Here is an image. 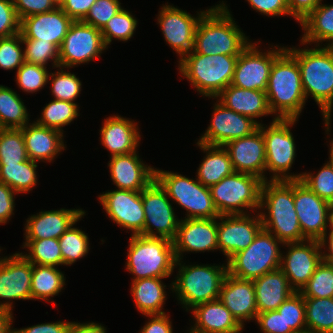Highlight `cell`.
I'll list each match as a JSON object with an SVG mask.
<instances>
[{
    "label": "cell",
    "mask_w": 333,
    "mask_h": 333,
    "mask_svg": "<svg viewBox=\"0 0 333 333\" xmlns=\"http://www.w3.org/2000/svg\"><path fill=\"white\" fill-rule=\"evenodd\" d=\"M20 23L13 0H0V38L19 33Z\"/></svg>",
    "instance_id": "obj_53"
},
{
    "label": "cell",
    "mask_w": 333,
    "mask_h": 333,
    "mask_svg": "<svg viewBox=\"0 0 333 333\" xmlns=\"http://www.w3.org/2000/svg\"><path fill=\"white\" fill-rule=\"evenodd\" d=\"M58 267L32 264L31 298L57 304L53 300L66 285V276Z\"/></svg>",
    "instance_id": "obj_36"
},
{
    "label": "cell",
    "mask_w": 333,
    "mask_h": 333,
    "mask_svg": "<svg viewBox=\"0 0 333 333\" xmlns=\"http://www.w3.org/2000/svg\"><path fill=\"white\" fill-rule=\"evenodd\" d=\"M21 33L0 38V69L13 71L25 62Z\"/></svg>",
    "instance_id": "obj_51"
},
{
    "label": "cell",
    "mask_w": 333,
    "mask_h": 333,
    "mask_svg": "<svg viewBox=\"0 0 333 333\" xmlns=\"http://www.w3.org/2000/svg\"><path fill=\"white\" fill-rule=\"evenodd\" d=\"M215 101L212 118L209 120L210 124L197 142L224 146L229 141L248 136L259 128V124L252 118L241 115L226 108L217 100Z\"/></svg>",
    "instance_id": "obj_20"
},
{
    "label": "cell",
    "mask_w": 333,
    "mask_h": 333,
    "mask_svg": "<svg viewBox=\"0 0 333 333\" xmlns=\"http://www.w3.org/2000/svg\"><path fill=\"white\" fill-rule=\"evenodd\" d=\"M331 139L332 140H330V143L328 145V147H329V157H328L329 161H326V162H328L331 165L332 170H333V138H331Z\"/></svg>",
    "instance_id": "obj_65"
},
{
    "label": "cell",
    "mask_w": 333,
    "mask_h": 333,
    "mask_svg": "<svg viewBox=\"0 0 333 333\" xmlns=\"http://www.w3.org/2000/svg\"><path fill=\"white\" fill-rule=\"evenodd\" d=\"M239 55H204L194 51L178 61V72L198 95L215 98L233 80Z\"/></svg>",
    "instance_id": "obj_6"
},
{
    "label": "cell",
    "mask_w": 333,
    "mask_h": 333,
    "mask_svg": "<svg viewBox=\"0 0 333 333\" xmlns=\"http://www.w3.org/2000/svg\"><path fill=\"white\" fill-rule=\"evenodd\" d=\"M22 42L26 62L47 67L51 61L52 69L60 66L59 49L53 43L41 39H22Z\"/></svg>",
    "instance_id": "obj_48"
},
{
    "label": "cell",
    "mask_w": 333,
    "mask_h": 333,
    "mask_svg": "<svg viewBox=\"0 0 333 333\" xmlns=\"http://www.w3.org/2000/svg\"><path fill=\"white\" fill-rule=\"evenodd\" d=\"M196 144V147H200L199 149L205 153L195 176L202 185L210 187L234 172L230 155L224 146L208 145L201 142Z\"/></svg>",
    "instance_id": "obj_33"
},
{
    "label": "cell",
    "mask_w": 333,
    "mask_h": 333,
    "mask_svg": "<svg viewBox=\"0 0 333 333\" xmlns=\"http://www.w3.org/2000/svg\"><path fill=\"white\" fill-rule=\"evenodd\" d=\"M82 208L41 210L25 219L24 240L59 239L83 214Z\"/></svg>",
    "instance_id": "obj_26"
},
{
    "label": "cell",
    "mask_w": 333,
    "mask_h": 333,
    "mask_svg": "<svg viewBox=\"0 0 333 333\" xmlns=\"http://www.w3.org/2000/svg\"><path fill=\"white\" fill-rule=\"evenodd\" d=\"M276 119H298L306 105L297 60L285 49L273 62L265 91Z\"/></svg>",
    "instance_id": "obj_4"
},
{
    "label": "cell",
    "mask_w": 333,
    "mask_h": 333,
    "mask_svg": "<svg viewBox=\"0 0 333 333\" xmlns=\"http://www.w3.org/2000/svg\"><path fill=\"white\" fill-rule=\"evenodd\" d=\"M300 293L303 297L333 298V264L322 261Z\"/></svg>",
    "instance_id": "obj_47"
},
{
    "label": "cell",
    "mask_w": 333,
    "mask_h": 333,
    "mask_svg": "<svg viewBox=\"0 0 333 333\" xmlns=\"http://www.w3.org/2000/svg\"><path fill=\"white\" fill-rule=\"evenodd\" d=\"M222 0L201 17L195 32L193 51L204 55H240L252 42L235 22Z\"/></svg>",
    "instance_id": "obj_3"
},
{
    "label": "cell",
    "mask_w": 333,
    "mask_h": 333,
    "mask_svg": "<svg viewBox=\"0 0 333 333\" xmlns=\"http://www.w3.org/2000/svg\"><path fill=\"white\" fill-rule=\"evenodd\" d=\"M299 119H276L269 125H259L265 140L266 163L265 181L300 180L303 172L290 173L296 156V144L292 127ZM269 172V178L266 174ZM272 173V174H271Z\"/></svg>",
    "instance_id": "obj_8"
},
{
    "label": "cell",
    "mask_w": 333,
    "mask_h": 333,
    "mask_svg": "<svg viewBox=\"0 0 333 333\" xmlns=\"http://www.w3.org/2000/svg\"><path fill=\"white\" fill-rule=\"evenodd\" d=\"M99 141L104 149L114 155H126L138 149L141 142V134L138 123L134 119L121 115H111L102 121L99 130Z\"/></svg>",
    "instance_id": "obj_27"
},
{
    "label": "cell",
    "mask_w": 333,
    "mask_h": 333,
    "mask_svg": "<svg viewBox=\"0 0 333 333\" xmlns=\"http://www.w3.org/2000/svg\"><path fill=\"white\" fill-rule=\"evenodd\" d=\"M187 331H188L187 333H197V332L192 331L191 329H189Z\"/></svg>",
    "instance_id": "obj_68"
},
{
    "label": "cell",
    "mask_w": 333,
    "mask_h": 333,
    "mask_svg": "<svg viewBox=\"0 0 333 333\" xmlns=\"http://www.w3.org/2000/svg\"><path fill=\"white\" fill-rule=\"evenodd\" d=\"M321 246L322 261L333 264V228L328 231L319 240ZM324 249V250H323Z\"/></svg>",
    "instance_id": "obj_63"
},
{
    "label": "cell",
    "mask_w": 333,
    "mask_h": 333,
    "mask_svg": "<svg viewBox=\"0 0 333 333\" xmlns=\"http://www.w3.org/2000/svg\"><path fill=\"white\" fill-rule=\"evenodd\" d=\"M13 319V312L0 309V333H14Z\"/></svg>",
    "instance_id": "obj_64"
},
{
    "label": "cell",
    "mask_w": 333,
    "mask_h": 333,
    "mask_svg": "<svg viewBox=\"0 0 333 333\" xmlns=\"http://www.w3.org/2000/svg\"><path fill=\"white\" fill-rule=\"evenodd\" d=\"M49 68L24 62L22 66L16 70V85L22 92L33 94L39 92L48 84Z\"/></svg>",
    "instance_id": "obj_49"
},
{
    "label": "cell",
    "mask_w": 333,
    "mask_h": 333,
    "mask_svg": "<svg viewBox=\"0 0 333 333\" xmlns=\"http://www.w3.org/2000/svg\"><path fill=\"white\" fill-rule=\"evenodd\" d=\"M125 269L134 275L132 281L145 278H170L176 256L173 242L162 237L131 235Z\"/></svg>",
    "instance_id": "obj_7"
},
{
    "label": "cell",
    "mask_w": 333,
    "mask_h": 333,
    "mask_svg": "<svg viewBox=\"0 0 333 333\" xmlns=\"http://www.w3.org/2000/svg\"><path fill=\"white\" fill-rule=\"evenodd\" d=\"M322 0H287L289 14L297 23H301Z\"/></svg>",
    "instance_id": "obj_60"
},
{
    "label": "cell",
    "mask_w": 333,
    "mask_h": 333,
    "mask_svg": "<svg viewBox=\"0 0 333 333\" xmlns=\"http://www.w3.org/2000/svg\"><path fill=\"white\" fill-rule=\"evenodd\" d=\"M253 215L250 213L218 217V250L226 257L224 262L235 253L246 249L263 228L259 212Z\"/></svg>",
    "instance_id": "obj_21"
},
{
    "label": "cell",
    "mask_w": 333,
    "mask_h": 333,
    "mask_svg": "<svg viewBox=\"0 0 333 333\" xmlns=\"http://www.w3.org/2000/svg\"><path fill=\"white\" fill-rule=\"evenodd\" d=\"M107 328L97 322H70L67 333H107Z\"/></svg>",
    "instance_id": "obj_62"
},
{
    "label": "cell",
    "mask_w": 333,
    "mask_h": 333,
    "mask_svg": "<svg viewBox=\"0 0 333 333\" xmlns=\"http://www.w3.org/2000/svg\"><path fill=\"white\" fill-rule=\"evenodd\" d=\"M28 159L22 130L0 128V164H18Z\"/></svg>",
    "instance_id": "obj_45"
},
{
    "label": "cell",
    "mask_w": 333,
    "mask_h": 333,
    "mask_svg": "<svg viewBox=\"0 0 333 333\" xmlns=\"http://www.w3.org/2000/svg\"><path fill=\"white\" fill-rule=\"evenodd\" d=\"M309 333H333V298L304 297Z\"/></svg>",
    "instance_id": "obj_39"
},
{
    "label": "cell",
    "mask_w": 333,
    "mask_h": 333,
    "mask_svg": "<svg viewBox=\"0 0 333 333\" xmlns=\"http://www.w3.org/2000/svg\"><path fill=\"white\" fill-rule=\"evenodd\" d=\"M73 20L60 8L23 18L20 23L22 39H41L61 47Z\"/></svg>",
    "instance_id": "obj_28"
},
{
    "label": "cell",
    "mask_w": 333,
    "mask_h": 333,
    "mask_svg": "<svg viewBox=\"0 0 333 333\" xmlns=\"http://www.w3.org/2000/svg\"><path fill=\"white\" fill-rule=\"evenodd\" d=\"M255 323L262 333H285V320L277 310L258 313Z\"/></svg>",
    "instance_id": "obj_56"
},
{
    "label": "cell",
    "mask_w": 333,
    "mask_h": 333,
    "mask_svg": "<svg viewBox=\"0 0 333 333\" xmlns=\"http://www.w3.org/2000/svg\"><path fill=\"white\" fill-rule=\"evenodd\" d=\"M300 180L317 196L333 205V170L328 162L317 173L303 172Z\"/></svg>",
    "instance_id": "obj_50"
},
{
    "label": "cell",
    "mask_w": 333,
    "mask_h": 333,
    "mask_svg": "<svg viewBox=\"0 0 333 333\" xmlns=\"http://www.w3.org/2000/svg\"><path fill=\"white\" fill-rule=\"evenodd\" d=\"M108 50L101 30L82 21H73L59 48L60 67L71 69L78 65L95 62Z\"/></svg>",
    "instance_id": "obj_13"
},
{
    "label": "cell",
    "mask_w": 333,
    "mask_h": 333,
    "mask_svg": "<svg viewBox=\"0 0 333 333\" xmlns=\"http://www.w3.org/2000/svg\"><path fill=\"white\" fill-rule=\"evenodd\" d=\"M147 321L139 333H175L170 314L146 315Z\"/></svg>",
    "instance_id": "obj_58"
},
{
    "label": "cell",
    "mask_w": 333,
    "mask_h": 333,
    "mask_svg": "<svg viewBox=\"0 0 333 333\" xmlns=\"http://www.w3.org/2000/svg\"><path fill=\"white\" fill-rule=\"evenodd\" d=\"M138 152L110 157L107 166L117 189L142 191L155 179V167L145 164Z\"/></svg>",
    "instance_id": "obj_24"
},
{
    "label": "cell",
    "mask_w": 333,
    "mask_h": 333,
    "mask_svg": "<svg viewBox=\"0 0 333 333\" xmlns=\"http://www.w3.org/2000/svg\"><path fill=\"white\" fill-rule=\"evenodd\" d=\"M138 20L132 11L123 8L115 14L101 30L104 43L108 48L112 41L127 42L136 32Z\"/></svg>",
    "instance_id": "obj_43"
},
{
    "label": "cell",
    "mask_w": 333,
    "mask_h": 333,
    "mask_svg": "<svg viewBox=\"0 0 333 333\" xmlns=\"http://www.w3.org/2000/svg\"><path fill=\"white\" fill-rule=\"evenodd\" d=\"M123 8L120 0H96L82 22L102 30L107 22Z\"/></svg>",
    "instance_id": "obj_52"
},
{
    "label": "cell",
    "mask_w": 333,
    "mask_h": 333,
    "mask_svg": "<svg viewBox=\"0 0 333 333\" xmlns=\"http://www.w3.org/2000/svg\"><path fill=\"white\" fill-rule=\"evenodd\" d=\"M155 179L167 192L168 198L186 210L185 219L218 218L209 187L197 178L155 168Z\"/></svg>",
    "instance_id": "obj_9"
},
{
    "label": "cell",
    "mask_w": 333,
    "mask_h": 333,
    "mask_svg": "<svg viewBox=\"0 0 333 333\" xmlns=\"http://www.w3.org/2000/svg\"><path fill=\"white\" fill-rule=\"evenodd\" d=\"M331 227L333 228V209H332V215H331Z\"/></svg>",
    "instance_id": "obj_67"
},
{
    "label": "cell",
    "mask_w": 333,
    "mask_h": 333,
    "mask_svg": "<svg viewBox=\"0 0 333 333\" xmlns=\"http://www.w3.org/2000/svg\"><path fill=\"white\" fill-rule=\"evenodd\" d=\"M294 204L303 236L319 241L331 227L333 205L301 180H294Z\"/></svg>",
    "instance_id": "obj_16"
},
{
    "label": "cell",
    "mask_w": 333,
    "mask_h": 333,
    "mask_svg": "<svg viewBox=\"0 0 333 333\" xmlns=\"http://www.w3.org/2000/svg\"><path fill=\"white\" fill-rule=\"evenodd\" d=\"M218 299L242 327H245L244 322L256 320L258 309L253 280L240 279L227 273Z\"/></svg>",
    "instance_id": "obj_25"
},
{
    "label": "cell",
    "mask_w": 333,
    "mask_h": 333,
    "mask_svg": "<svg viewBox=\"0 0 333 333\" xmlns=\"http://www.w3.org/2000/svg\"><path fill=\"white\" fill-rule=\"evenodd\" d=\"M224 147L235 172L251 174L265 181L266 150L260 128L248 136L229 141Z\"/></svg>",
    "instance_id": "obj_23"
},
{
    "label": "cell",
    "mask_w": 333,
    "mask_h": 333,
    "mask_svg": "<svg viewBox=\"0 0 333 333\" xmlns=\"http://www.w3.org/2000/svg\"><path fill=\"white\" fill-rule=\"evenodd\" d=\"M31 277L32 263L19 251L0 256V309L13 312V300H32Z\"/></svg>",
    "instance_id": "obj_18"
},
{
    "label": "cell",
    "mask_w": 333,
    "mask_h": 333,
    "mask_svg": "<svg viewBox=\"0 0 333 333\" xmlns=\"http://www.w3.org/2000/svg\"><path fill=\"white\" fill-rule=\"evenodd\" d=\"M258 212L263 229L283 244L307 240L295 209L294 180L264 181Z\"/></svg>",
    "instance_id": "obj_2"
},
{
    "label": "cell",
    "mask_w": 333,
    "mask_h": 333,
    "mask_svg": "<svg viewBox=\"0 0 333 333\" xmlns=\"http://www.w3.org/2000/svg\"><path fill=\"white\" fill-rule=\"evenodd\" d=\"M261 41H253L238 56L231 85L244 89L266 91L274 60L286 46L270 45L261 49Z\"/></svg>",
    "instance_id": "obj_12"
},
{
    "label": "cell",
    "mask_w": 333,
    "mask_h": 333,
    "mask_svg": "<svg viewBox=\"0 0 333 333\" xmlns=\"http://www.w3.org/2000/svg\"><path fill=\"white\" fill-rule=\"evenodd\" d=\"M285 320V333L306 331L304 297L300 292L293 293L277 309Z\"/></svg>",
    "instance_id": "obj_46"
},
{
    "label": "cell",
    "mask_w": 333,
    "mask_h": 333,
    "mask_svg": "<svg viewBox=\"0 0 333 333\" xmlns=\"http://www.w3.org/2000/svg\"><path fill=\"white\" fill-rule=\"evenodd\" d=\"M210 99H217L226 108L252 118L259 125L262 124V117L273 116L265 91L244 89L230 84L215 98Z\"/></svg>",
    "instance_id": "obj_31"
},
{
    "label": "cell",
    "mask_w": 333,
    "mask_h": 333,
    "mask_svg": "<svg viewBox=\"0 0 333 333\" xmlns=\"http://www.w3.org/2000/svg\"><path fill=\"white\" fill-rule=\"evenodd\" d=\"M141 197L145 212L144 236L173 241L180 219L174 212V203L169 200L165 189L154 179L141 191Z\"/></svg>",
    "instance_id": "obj_14"
},
{
    "label": "cell",
    "mask_w": 333,
    "mask_h": 333,
    "mask_svg": "<svg viewBox=\"0 0 333 333\" xmlns=\"http://www.w3.org/2000/svg\"><path fill=\"white\" fill-rule=\"evenodd\" d=\"M283 245L272 233L262 228L246 249L226 261L227 271L234 277L254 280L277 270L281 265Z\"/></svg>",
    "instance_id": "obj_10"
},
{
    "label": "cell",
    "mask_w": 333,
    "mask_h": 333,
    "mask_svg": "<svg viewBox=\"0 0 333 333\" xmlns=\"http://www.w3.org/2000/svg\"><path fill=\"white\" fill-rule=\"evenodd\" d=\"M218 218L185 219L179 221L177 234L172 241L176 259L183 260V253H204L218 250Z\"/></svg>",
    "instance_id": "obj_22"
},
{
    "label": "cell",
    "mask_w": 333,
    "mask_h": 333,
    "mask_svg": "<svg viewBox=\"0 0 333 333\" xmlns=\"http://www.w3.org/2000/svg\"><path fill=\"white\" fill-rule=\"evenodd\" d=\"M55 2V4L60 7L61 4L65 1V0H53Z\"/></svg>",
    "instance_id": "obj_66"
},
{
    "label": "cell",
    "mask_w": 333,
    "mask_h": 333,
    "mask_svg": "<svg viewBox=\"0 0 333 333\" xmlns=\"http://www.w3.org/2000/svg\"><path fill=\"white\" fill-rule=\"evenodd\" d=\"M55 72H50L48 84L51 83V95L53 99L77 103L75 100L80 96L82 82L75 73L57 67Z\"/></svg>",
    "instance_id": "obj_44"
},
{
    "label": "cell",
    "mask_w": 333,
    "mask_h": 333,
    "mask_svg": "<svg viewBox=\"0 0 333 333\" xmlns=\"http://www.w3.org/2000/svg\"><path fill=\"white\" fill-rule=\"evenodd\" d=\"M282 247L287 248V252H282L280 269L288 278L290 286L300 292L322 262L320 242L304 240L286 243Z\"/></svg>",
    "instance_id": "obj_19"
},
{
    "label": "cell",
    "mask_w": 333,
    "mask_h": 333,
    "mask_svg": "<svg viewBox=\"0 0 333 333\" xmlns=\"http://www.w3.org/2000/svg\"><path fill=\"white\" fill-rule=\"evenodd\" d=\"M258 313L277 310L296 291L279 268L253 280Z\"/></svg>",
    "instance_id": "obj_32"
},
{
    "label": "cell",
    "mask_w": 333,
    "mask_h": 333,
    "mask_svg": "<svg viewBox=\"0 0 333 333\" xmlns=\"http://www.w3.org/2000/svg\"><path fill=\"white\" fill-rule=\"evenodd\" d=\"M16 193L5 183L0 182V225L9 223L14 215Z\"/></svg>",
    "instance_id": "obj_57"
},
{
    "label": "cell",
    "mask_w": 333,
    "mask_h": 333,
    "mask_svg": "<svg viewBox=\"0 0 333 333\" xmlns=\"http://www.w3.org/2000/svg\"><path fill=\"white\" fill-rule=\"evenodd\" d=\"M20 21L31 15L46 13L58 6L53 0H13Z\"/></svg>",
    "instance_id": "obj_54"
},
{
    "label": "cell",
    "mask_w": 333,
    "mask_h": 333,
    "mask_svg": "<svg viewBox=\"0 0 333 333\" xmlns=\"http://www.w3.org/2000/svg\"><path fill=\"white\" fill-rule=\"evenodd\" d=\"M28 252L21 254L32 264L62 266V254L58 239L25 240L21 246Z\"/></svg>",
    "instance_id": "obj_42"
},
{
    "label": "cell",
    "mask_w": 333,
    "mask_h": 333,
    "mask_svg": "<svg viewBox=\"0 0 333 333\" xmlns=\"http://www.w3.org/2000/svg\"><path fill=\"white\" fill-rule=\"evenodd\" d=\"M163 279L167 278L152 277L131 282V298L134 301L137 311L142 313V315H160L166 313L163 307L167 300V285L162 282Z\"/></svg>",
    "instance_id": "obj_34"
},
{
    "label": "cell",
    "mask_w": 333,
    "mask_h": 333,
    "mask_svg": "<svg viewBox=\"0 0 333 333\" xmlns=\"http://www.w3.org/2000/svg\"><path fill=\"white\" fill-rule=\"evenodd\" d=\"M79 105L68 101L53 99L43 107L41 116L35 121L41 126L53 128L64 133L63 128L80 116Z\"/></svg>",
    "instance_id": "obj_40"
},
{
    "label": "cell",
    "mask_w": 333,
    "mask_h": 333,
    "mask_svg": "<svg viewBox=\"0 0 333 333\" xmlns=\"http://www.w3.org/2000/svg\"><path fill=\"white\" fill-rule=\"evenodd\" d=\"M300 43L303 48L299 45L285 49L297 60L306 100L311 96L318 105L329 138L333 116V47L313 45L310 48Z\"/></svg>",
    "instance_id": "obj_1"
},
{
    "label": "cell",
    "mask_w": 333,
    "mask_h": 333,
    "mask_svg": "<svg viewBox=\"0 0 333 333\" xmlns=\"http://www.w3.org/2000/svg\"><path fill=\"white\" fill-rule=\"evenodd\" d=\"M256 12L267 17L290 16L287 0H246Z\"/></svg>",
    "instance_id": "obj_55"
},
{
    "label": "cell",
    "mask_w": 333,
    "mask_h": 333,
    "mask_svg": "<svg viewBox=\"0 0 333 333\" xmlns=\"http://www.w3.org/2000/svg\"><path fill=\"white\" fill-rule=\"evenodd\" d=\"M29 159L51 164L61 151L66 150L64 133L37 124L35 121L20 128Z\"/></svg>",
    "instance_id": "obj_29"
},
{
    "label": "cell",
    "mask_w": 333,
    "mask_h": 333,
    "mask_svg": "<svg viewBox=\"0 0 333 333\" xmlns=\"http://www.w3.org/2000/svg\"><path fill=\"white\" fill-rule=\"evenodd\" d=\"M24 100L5 85H0V128L20 129L30 121Z\"/></svg>",
    "instance_id": "obj_38"
},
{
    "label": "cell",
    "mask_w": 333,
    "mask_h": 333,
    "mask_svg": "<svg viewBox=\"0 0 333 333\" xmlns=\"http://www.w3.org/2000/svg\"><path fill=\"white\" fill-rule=\"evenodd\" d=\"M71 321L59 320L56 322H45L24 328H14V333H67Z\"/></svg>",
    "instance_id": "obj_61"
},
{
    "label": "cell",
    "mask_w": 333,
    "mask_h": 333,
    "mask_svg": "<svg viewBox=\"0 0 333 333\" xmlns=\"http://www.w3.org/2000/svg\"><path fill=\"white\" fill-rule=\"evenodd\" d=\"M189 312L194 317L190 329L197 333H241L244 330L219 299L199 304Z\"/></svg>",
    "instance_id": "obj_30"
},
{
    "label": "cell",
    "mask_w": 333,
    "mask_h": 333,
    "mask_svg": "<svg viewBox=\"0 0 333 333\" xmlns=\"http://www.w3.org/2000/svg\"><path fill=\"white\" fill-rule=\"evenodd\" d=\"M38 162L28 159L18 164H0V182L5 183L16 194H26L38 184Z\"/></svg>",
    "instance_id": "obj_37"
},
{
    "label": "cell",
    "mask_w": 333,
    "mask_h": 333,
    "mask_svg": "<svg viewBox=\"0 0 333 333\" xmlns=\"http://www.w3.org/2000/svg\"><path fill=\"white\" fill-rule=\"evenodd\" d=\"M96 0H65L60 8L73 20L82 21Z\"/></svg>",
    "instance_id": "obj_59"
},
{
    "label": "cell",
    "mask_w": 333,
    "mask_h": 333,
    "mask_svg": "<svg viewBox=\"0 0 333 333\" xmlns=\"http://www.w3.org/2000/svg\"><path fill=\"white\" fill-rule=\"evenodd\" d=\"M322 2L300 23L304 34L299 41L310 46L313 43L333 47V4Z\"/></svg>",
    "instance_id": "obj_35"
},
{
    "label": "cell",
    "mask_w": 333,
    "mask_h": 333,
    "mask_svg": "<svg viewBox=\"0 0 333 333\" xmlns=\"http://www.w3.org/2000/svg\"><path fill=\"white\" fill-rule=\"evenodd\" d=\"M99 204L108 218L131 235H144L145 212L141 191L107 190L98 195Z\"/></svg>",
    "instance_id": "obj_17"
},
{
    "label": "cell",
    "mask_w": 333,
    "mask_h": 333,
    "mask_svg": "<svg viewBox=\"0 0 333 333\" xmlns=\"http://www.w3.org/2000/svg\"><path fill=\"white\" fill-rule=\"evenodd\" d=\"M178 270L169 287L182 308L189 312L195 306L219 298L220 289L227 275V263L186 264L177 259Z\"/></svg>",
    "instance_id": "obj_5"
},
{
    "label": "cell",
    "mask_w": 333,
    "mask_h": 333,
    "mask_svg": "<svg viewBox=\"0 0 333 333\" xmlns=\"http://www.w3.org/2000/svg\"><path fill=\"white\" fill-rule=\"evenodd\" d=\"M157 24L163 34L166 44L173 49L180 61L194 49V39L197 25L201 17L208 11H196L192 16L186 10L170 5L168 2L159 8Z\"/></svg>",
    "instance_id": "obj_15"
},
{
    "label": "cell",
    "mask_w": 333,
    "mask_h": 333,
    "mask_svg": "<svg viewBox=\"0 0 333 333\" xmlns=\"http://www.w3.org/2000/svg\"><path fill=\"white\" fill-rule=\"evenodd\" d=\"M263 182L254 175L234 171L219 183L211 185V197L219 215L258 212Z\"/></svg>",
    "instance_id": "obj_11"
},
{
    "label": "cell",
    "mask_w": 333,
    "mask_h": 333,
    "mask_svg": "<svg viewBox=\"0 0 333 333\" xmlns=\"http://www.w3.org/2000/svg\"><path fill=\"white\" fill-rule=\"evenodd\" d=\"M299 333H309L307 330L306 331H303V332H299Z\"/></svg>",
    "instance_id": "obj_69"
},
{
    "label": "cell",
    "mask_w": 333,
    "mask_h": 333,
    "mask_svg": "<svg viewBox=\"0 0 333 333\" xmlns=\"http://www.w3.org/2000/svg\"><path fill=\"white\" fill-rule=\"evenodd\" d=\"M86 212L58 239L59 247L62 254V265L71 266L75 262L83 259L90 251V243L88 233H85L79 227H75ZM75 225V226H74Z\"/></svg>",
    "instance_id": "obj_41"
}]
</instances>
